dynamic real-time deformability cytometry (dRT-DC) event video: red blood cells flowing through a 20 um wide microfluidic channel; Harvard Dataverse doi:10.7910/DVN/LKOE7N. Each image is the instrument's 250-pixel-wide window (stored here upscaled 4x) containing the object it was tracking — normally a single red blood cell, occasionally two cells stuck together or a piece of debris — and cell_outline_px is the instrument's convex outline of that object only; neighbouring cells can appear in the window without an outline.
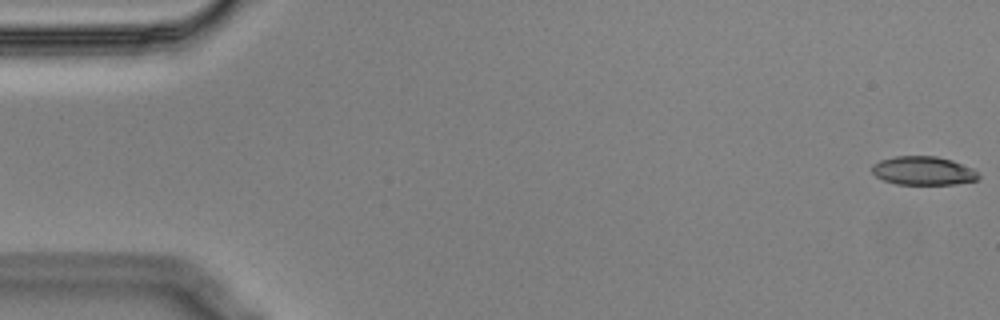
{"species": "Egyptian fruit bat (a non-hibernating species)", "species_latin": "Rousettus aegyptiacus", "temperature_condition": "cold", "stored_images_in_passage": 56, "camera_frame_rate_fps": 3000, "um_per_image_px": 0.085, "animal": {"sex": "male"}, "frame": {"image": 1, "passage_image": 1, "time_ms": 0.0, "image_size_px": [1000, 320], "cell_outline_px": [[980, 176], [976, 180], [956, 184], [896, 184], [884, 180], [876, 176], [872, 172], [872, 164], [880, 160], [896, 156], [936, 156], [952, 160], [972, 168]], "centroid_in_image_um": [78.46, 14.51], "position_along_channel_um": 6.5, "area_um2": 17.69}}
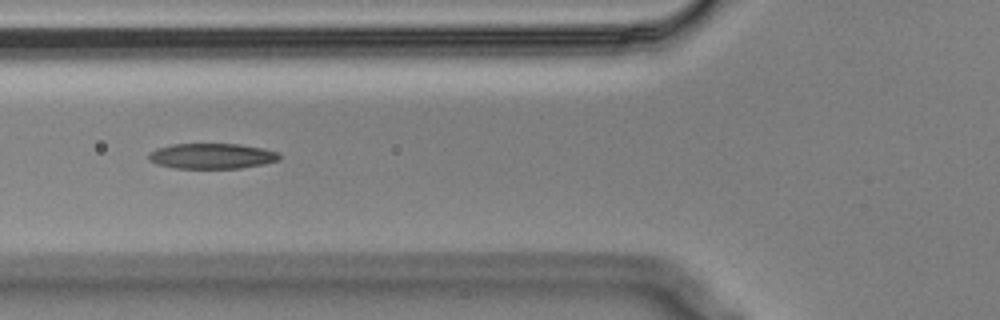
{"frame": {"image": 2, "passage_image": 21, "time_ms": 6.667, "image_size_px": [1000, 320], "cell_outline_px": [[280, 160], [264, 164], [240, 168], [176, 168], [156, 164], [148, 160], [148, 156], [156, 148], [172, 144], [240, 144], [264, 148], [280, 152]], "centroid_in_image_um": [18.05, 13.26], "position_along_channel_um": 107.8, "area_um2": 19.48}}
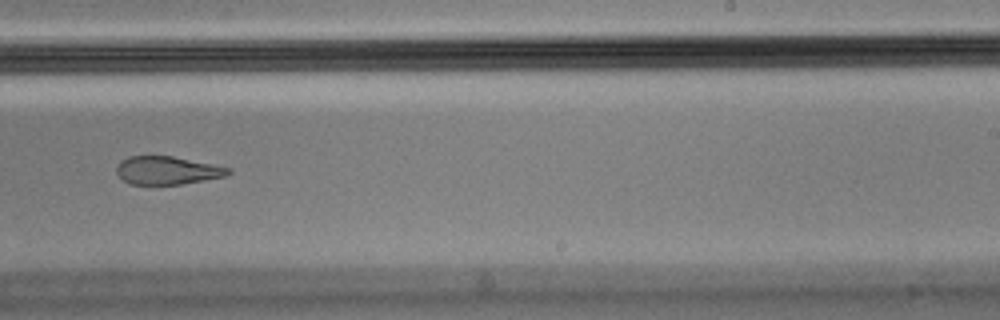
{"frame": {"image": 3, "passage_image": 35, "time_ms": 11.333, "image_size_px": [1000, 320], "cell_outline_px": [[232, 172], [224, 176], [204, 180], [180, 184], [128, 184], [116, 172], [116, 168], [120, 160], [128, 156], [172, 156], [232, 168]], "centroid_in_image_um": [14.2, 14.48], "position_along_channel_um": 274.8, "area_um2": 18.21}, "authors_computed_cell_mechanics": {"area_um2": 19.7676, "velocity_mm_per_s": 3.578, "shape_relaxation_time_tau1_ms": null, "shape_relaxation_time_tau2_ms": 4.128, "deformation_change_tau1": null, "deformation_change_tau2": 0.138}}